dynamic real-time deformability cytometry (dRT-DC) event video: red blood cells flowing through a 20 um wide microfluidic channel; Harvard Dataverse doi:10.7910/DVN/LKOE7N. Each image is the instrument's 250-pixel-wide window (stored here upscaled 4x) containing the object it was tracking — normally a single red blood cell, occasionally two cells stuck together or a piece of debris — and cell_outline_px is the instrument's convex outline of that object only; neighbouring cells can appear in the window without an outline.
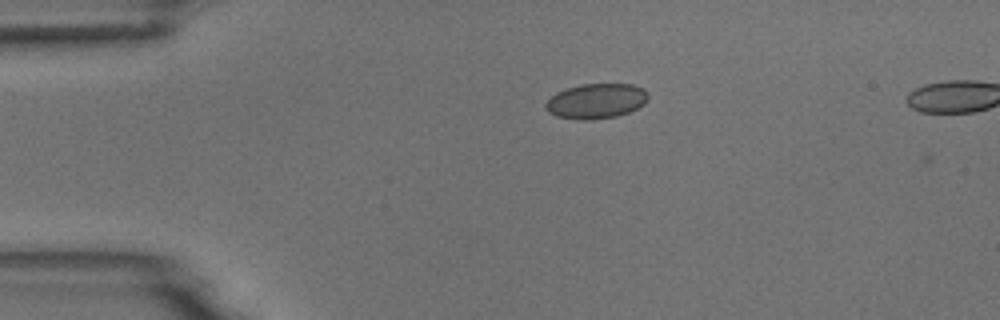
{"species": "common noctule bat (a hibernating species)", "species_latin": "Nyctalus noctula", "temperature_condition": "room temperature", "stored_images_in_passage": 3, "camera_frame_rate_fps": 3000, "um_per_image_px": 0.085, "animal": {"sex": "male", "body_mass_g": 18.8}, "frame": {"image": 1, "passage_image": 2, "time_ms": 0.333, "image_size_px": [1000, 320], "cell_outline_px": [[648, 100], [644, 104], [628, 112], [616, 116], [592, 120], [576, 120], [556, 116], [548, 112], [544, 108], [544, 104], [556, 92], [580, 84], [632, 84], [644, 88], [648, 92]], "centroid_in_image_um": [50.67, 8.59], "position_along_channel_um": 34.3, "area_um2": 21.1}}